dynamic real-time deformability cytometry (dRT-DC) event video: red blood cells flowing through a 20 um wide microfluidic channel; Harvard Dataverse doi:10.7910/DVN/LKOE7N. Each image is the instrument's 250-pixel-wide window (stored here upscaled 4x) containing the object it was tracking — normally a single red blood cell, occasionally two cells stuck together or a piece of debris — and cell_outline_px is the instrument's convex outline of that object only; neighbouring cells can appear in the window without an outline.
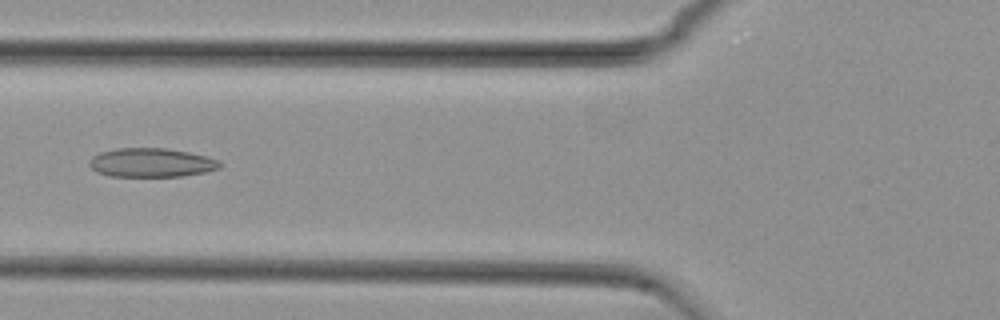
{"species": "common noctule bat (a hibernating species)", "species_latin": "Nyctalus noctula", "temperature_condition": "cold", "stored_images_in_passage": 50, "camera_frame_rate_fps": 3000, "um_per_image_px": 0.085, "animal": {"sex": "female", "body_mass_g": 29.2, "forearm_length_mm": 56.3}, "frame": {"image": 1, "passage_image": 17, "time_ms": 5.333, "image_size_px": [1000, 320], "cell_outline_px": [[220, 168], [204, 172], [184, 176], [108, 176], [96, 172], [88, 164], [92, 156], [100, 152], [116, 148], [164, 148], [188, 152], [204, 156], [216, 160], [220, 164]], "centroid_in_image_um": [12.8, 13.82], "position_along_channel_um": 113.0, "area_um2": 21.85}}
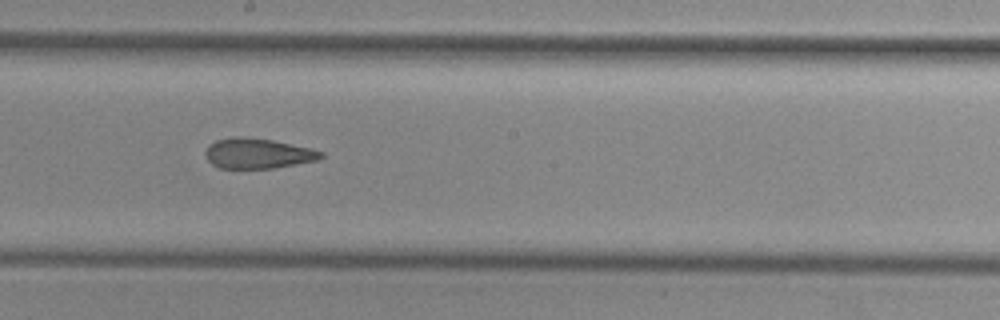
{"frame": {"image": 2, "passage_image": 26, "time_ms": 8.333, "image_size_px": [1000, 320], "cell_outline_px": [[324, 156], [316, 160], [276, 168], [220, 168], [212, 164], [208, 160], [204, 152], [208, 144], [216, 140], [232, 136], [244, 136], [272, 140], [308, 148], [324, 152]], "centroid_in_image_um": [21.86, 13.03], "position_along_channel_um": 226.3, "area_um2": 20.35}}
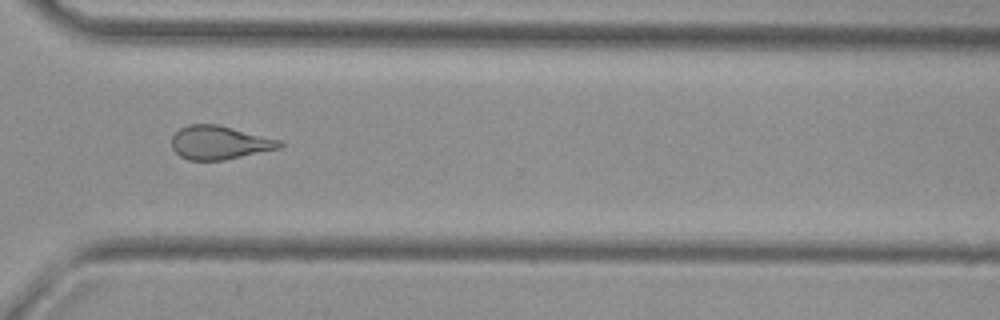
{"frame": {"image": 3, "passage_image": 36, "time_ms": 11.667, "image_size_px": [1000, 320], "cell_outline_px": [[284, 144], [280, 148], [224, 160], [188, 160], [180, 156], [172, 148], [172, 136], [180, 128], [188, 124], [216, 124], [280, 140]], "centroid_in_image_um": [18.63, 12.12], "position_along_channel_um": 352.0, "area_um2": 20.92}, "authors_computed_cell_mechanics": {"area_um2": 21.9929, "velocity_mm_per_s": 3.7725, "shape_relaxation_time_tau1_ms": null, "shape_relaxation_time_tau2_ms": 2.8662, "deformation_change_tau1": null, "deformation_change_tau2": 0.12}}